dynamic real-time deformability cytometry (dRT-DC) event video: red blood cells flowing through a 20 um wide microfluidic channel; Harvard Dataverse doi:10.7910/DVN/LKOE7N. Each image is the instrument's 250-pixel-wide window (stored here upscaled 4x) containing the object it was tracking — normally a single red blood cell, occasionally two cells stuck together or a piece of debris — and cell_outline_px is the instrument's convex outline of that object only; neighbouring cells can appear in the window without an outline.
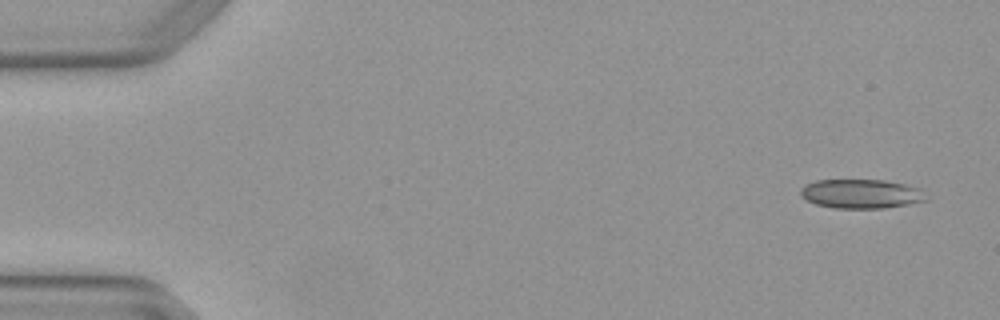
{"species": "Egyptian fruit bat (a non-hibernating species)", "species_latin": "Rousettus aegyptiacus", "temperature_condition": "warm", "stored_images_in_passage": 5, "camera_frame_rate_fps": 3000, "um_per_image_px": 0.085, "animal": {"sex": "female"}, "frame": {"image": 1, "passage_image": 1, "time_ms": 0.0, "image_size_px": [1000, 320], "cell_outline_px": [[928, 200], [908, 204], [884, 208], [836, 208], [816, 204], [800, 196], [800, 188], [804, 184], [816, 180], [884, 180], [924, 188]], "centroid_in_image_um": [73.23, 16.46], "position_along_channel_um": 11.8, "area_um2": 21.56}}
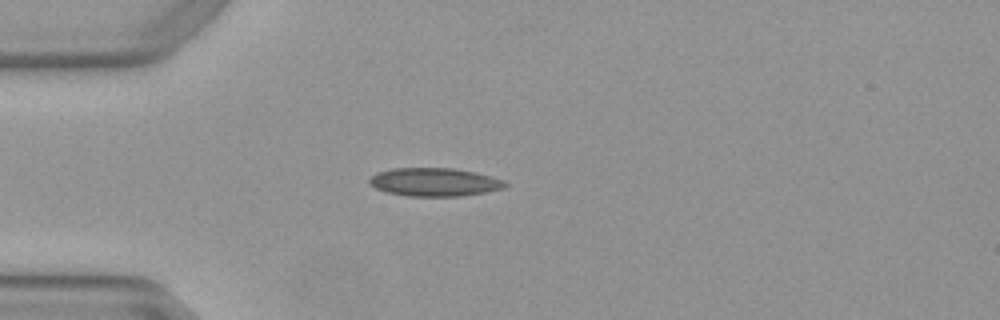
{"frame": {"image": 2, "passage_image": 4, "time_ms": 1.0, "image_size_px": [1000, 320], "cell_outline_px": [[508, 184], [504, 188], [484, 192], [460, 196], [408, 196], [388, 192], [376, 188], [368, 180], [376, 172], [392, 168], [452, 168], [476, 172], [492, 176], [504, 180]], "centroid_in_image_um": [36.95, 15.47], "position_along_channel_um": 48.0, "area_um2": 22.31}}